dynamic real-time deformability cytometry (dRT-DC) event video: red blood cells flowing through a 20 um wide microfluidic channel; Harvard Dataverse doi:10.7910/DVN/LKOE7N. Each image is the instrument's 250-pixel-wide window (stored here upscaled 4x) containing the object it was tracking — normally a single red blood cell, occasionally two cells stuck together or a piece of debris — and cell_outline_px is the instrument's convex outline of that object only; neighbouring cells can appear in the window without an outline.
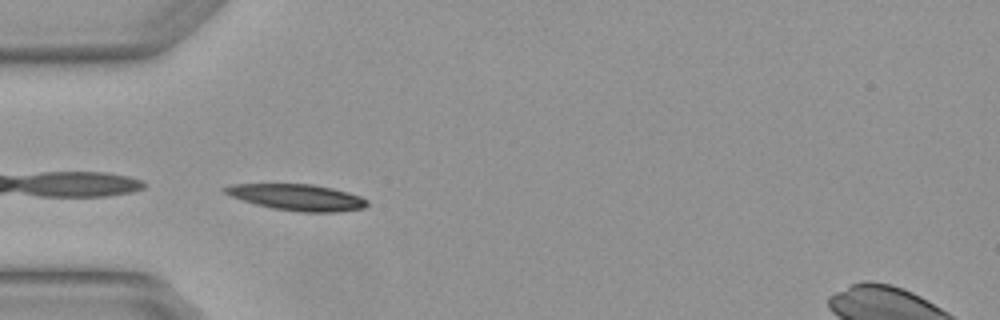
{"species": "Egyptian fruit bat (a non-hibernating species)", "species_latin": "Rousettus aegyptiacus", "temperature_condition": "warm", "stored_images_in_passage": 4, "camera_frame_rate_fps": 3000, "um_per_image_px": 0.085, "animal": {"sex": "female"}, "frame": {"image": 1, "passage_image": 4, "time_ms": 1.0, "image_size_px": [1000, 320], "cell_outline_px": [[368, 204], [364, 208], [340, 212], [300, 212], [272, 208], [256, 204], [232, 196], [224, 192], [220, 188], [232, 184], [312, 184], [332, 188], [360, 196], [368, 200]], "centroid_in_image_um": [25.27, 16.77], "position_along_channel_um": 59.7, "area_um2": 21.68}}